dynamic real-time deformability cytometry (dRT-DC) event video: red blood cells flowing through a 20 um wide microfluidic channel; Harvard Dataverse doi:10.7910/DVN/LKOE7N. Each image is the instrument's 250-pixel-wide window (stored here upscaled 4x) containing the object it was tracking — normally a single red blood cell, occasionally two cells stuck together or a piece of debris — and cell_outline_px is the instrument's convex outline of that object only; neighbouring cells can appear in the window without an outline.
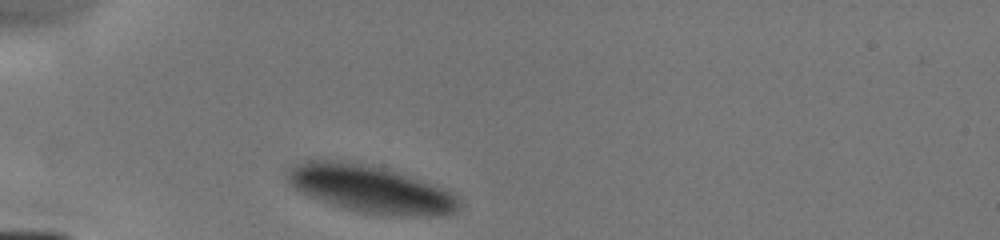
{"species": "human", "species_latin": "Homo sapiens", "temperature_condition": "cold", "stored_images_in_passage": 7, "camera_frame_rate_fps": 3000, "um_per_image_px": 0.085, "donor": {"sex": "male"}, "frame": {"image": 1, "passage_image": 1, "time_ms": 0.0, "image_size_px": [1000, 240], "cell_outline_px": [[460, 208], [456, 212], [440, 216], [388, 216], [356, 212], [308, 196], [300, 192], [288, 184], [284, 176], [296, 164], [308, 160], [340, 160], [368, 164], [400, 172], [448, 188], [460, 200]], "centroid_in_image_um": [31.55, 16.08], "position_along_channel_um": 53.4, "area_um2": 48.26}}
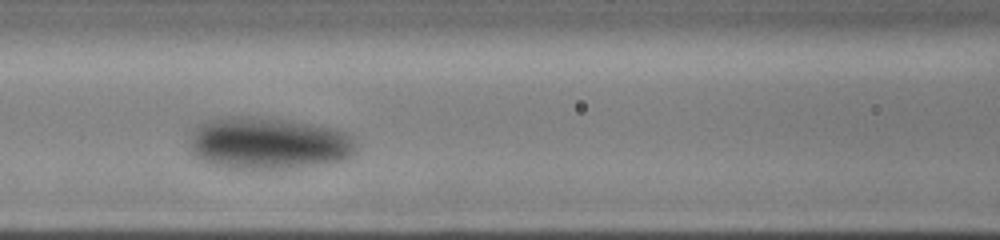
{"frame": {"image": 2, "passage_image": 4, "time_ms": 2.667, "image_size_px": [1000, 240], "cell_outline_px": [[352, 156], [344, 160], [328, 164], [284, 168], [228, 168], [208, 164], [196, 156], [192, 152], [188, 140], [188, 136], [192, 128], [196, 124], [204, 120], [220, 116], [252, 116], [284, 120], [308, 124], [328, 128], [344, 132], [352, 136]], "centroid_in_image_um": [22.67, 12.17], "position_along_channel_um": 143.9, "area_um2": 50.75}}
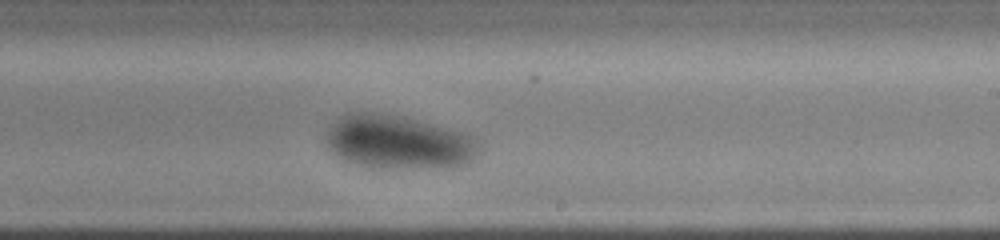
{"frame": {"image": 3, "passage_image": 7, "time_ms": 5.333, "image_size_px": [1000, 240], "cell_outline_px": [[480, 148], [472, 160], [464, 164], [448, 168], [372, 168], [344, 160], [336, 156], [328, 148], [324, 136], [332, 124], [340, 116], [348, 112], [380, 112], [400, 116], [468, 132], [476, 136], [480, 144]], "centroid_in_image_um": [33.88, 12.08], "position_along_channel_um": 255.1, "area_um2": 48.78}}